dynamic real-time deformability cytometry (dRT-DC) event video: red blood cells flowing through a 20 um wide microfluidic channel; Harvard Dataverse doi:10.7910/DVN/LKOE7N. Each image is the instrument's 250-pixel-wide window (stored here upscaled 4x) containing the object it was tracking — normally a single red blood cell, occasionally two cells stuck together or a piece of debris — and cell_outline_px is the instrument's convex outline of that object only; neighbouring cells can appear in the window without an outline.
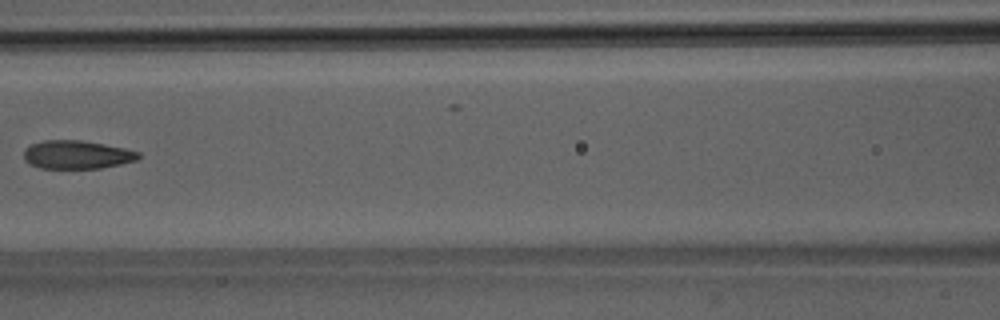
{"species": "Egyptian fruit bat (a non-hibernating species)", "species_latin": "Rousettus aegyptiacus", "temperature_condition": "room temperature", "stored_images_in_passage": 5, "camera_frame_rate_fps": 3000, "um_per_image_px": 0.085, "animal": {"sex": "male"}, "frame": {"image": 1, "passage_image": 4, "time_ms": 3.667, "image_size_px": [1000, 320], "cell_outline_px": [[140, 156], [136, 160], [120, 164], [100, 168], [40, 168], [28, 164], [24, 160], [24, 148], [32, 144], [44, 140], [80, 140], [124, 148], [140, 152]], "centroid_in_image_um": [6.49, 13.15], "position_along_channel_um": 160.1, "area_um2": 18.9}}